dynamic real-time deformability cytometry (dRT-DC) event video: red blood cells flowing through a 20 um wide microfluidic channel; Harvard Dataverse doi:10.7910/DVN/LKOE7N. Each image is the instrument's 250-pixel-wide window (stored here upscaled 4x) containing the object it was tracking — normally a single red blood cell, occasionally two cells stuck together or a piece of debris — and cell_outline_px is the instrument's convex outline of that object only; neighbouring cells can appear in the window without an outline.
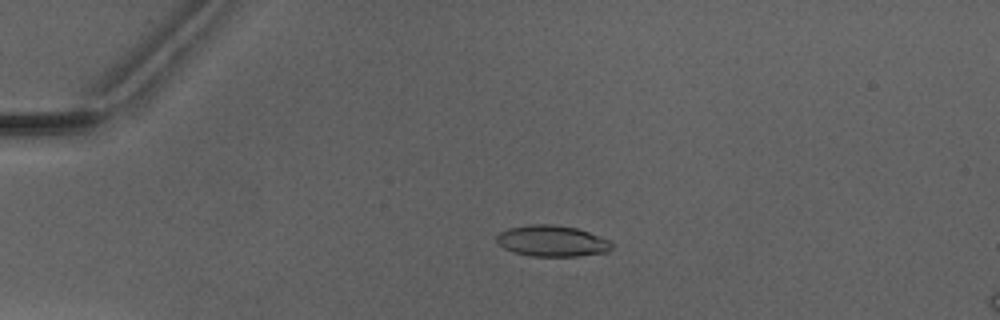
{"species": "Egyptian fruit bat (a non-hibernating species)", "species_latin": "Rousettus aegyptiacus", "temperature_condition": "warm", "stored_images_in_passage": 51, "camera_frame_rate_fps": 3000, "um_per_image_px": 0.085, "animal": {"sex": "male"}, "frame": {"image": 1, "passage_image": 12, "time_ms": 3.667, "image_size_px": [1000, 320], "cell_outline_px": [[616, 244], [608, 252], [580, 256], [532, 256], [516, 252], [504, 248], [496, 240], [496, 236], [500, 232], [508, 228], [528, 224], [552, 224], [576, 228], [588, 232], [608, 240]], "centroid_in_image_um": [46.95, 20.48], "position_along_channel_um": 38.1, "area_um2": 20.87}}
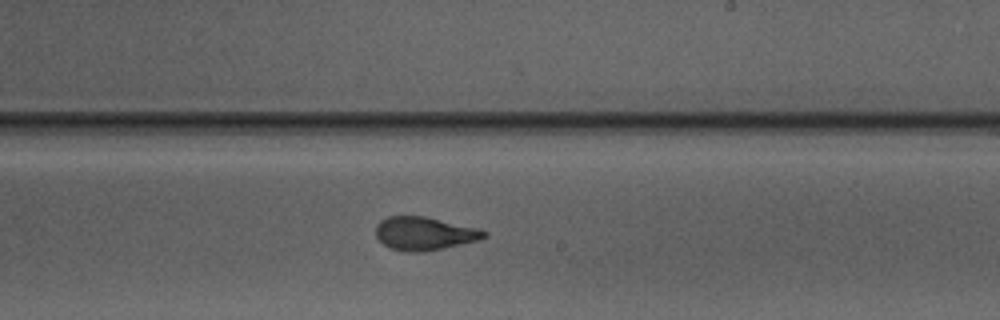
{"frame": {"image": 2, "passage_image": 31, "time_ms": 10.0, "image_size_px": [1000, 320], "cell_outline_px": [[488, 236], [480, 240], [444, 248], [424, 252], [408, 252], [392, 248], [384, 244], [376, 236], [376, 224], [380, 220], [388, 216], [424, 216], [476, 228], [488, 232]], "centroid_in_image_um": [36.08, 19.85], "position_along_channel_um": 252.9, "area_um2": 20.92}}
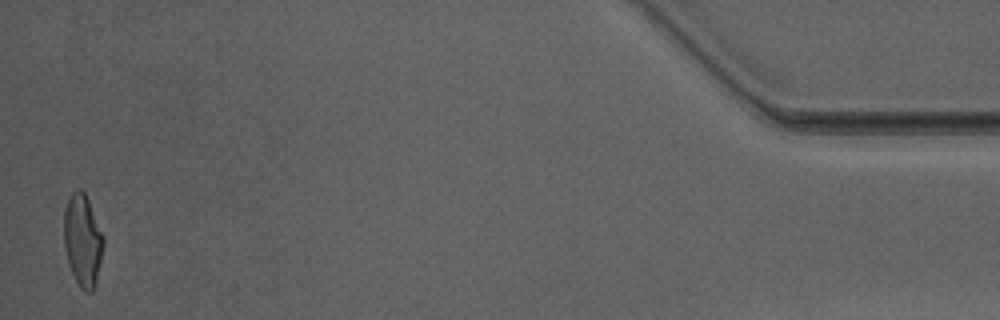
{"frame": {"image": 3, "passage_image": 50, "time_ms": 16.333, "image_size_px": [1000, 320], "cell_outline_px": [[104, 244], [96, 280], [92, 292], [84, 292], [80, 288], [72, 272], [64, 248], [64, 208], [72, 192], [76, 188], [80, 188], [84, 192], [88, 200], [104, 236]], "centroid_in_image_um": [7.02, 20.41], "position_along_channel_um": 428.2, "area_um2": 21.04}, "authors_computed_cell_mechanics": {"area_um2": 21.0392, "velocity_mm_per_s": 4.1251, "shape_relaxation_time_tau1_ms": 4.2043, "shape_relaxation_time_tau2_ms": 1.1053, "deformation_change_tau1": 0.177, "deformation_change_tau2": 0.0716}}